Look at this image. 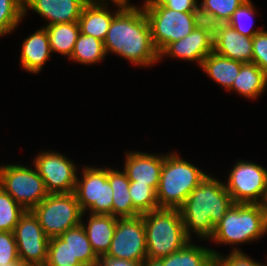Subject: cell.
<instances>
[{"label": "cell", "instance_id": "25", "mask_svg": "<svg viewBox=\"0 0 267 266\" xmlns=\"http://www.w3.org/2000/svg\"><path fill=\"white\" fill-rule=\"evenodd\" d=\"M43 27L48 33L52 54L57 53L68 60L80 34L78 22L51 24Z\"/></svg>", "mask_w": 267, "mask_h": 266}, {"label": "cell", "instance_id": "23", "mask_svg": "<svg viewBox=\"0 0 267 266\" xmlns=\"http://www.w3.org/2000/svg\"><path fill=\"white\" fill-rule=\"evenodd\" d=\"M267 88V75L253 62L243 63L240 72L227 91L236 92L241 97L256 100L262 96Z\"/></svg>", "mask_w": 267, "mask_h": 266}, {"label": "cell", "instance_id": "39", "mask_svg": "<svg viewBox=\"0 0 267 266\" xmlns=\"http://www.w3.org/2000/svg\"><path fill=\"white\" fill-rule=\"evenodd\" d=\"M95 3H106V4H117L120 5L122 7H133V6H137L135 3L132 4L130 2V0H89Z\"/></svg>", "mask_w": 267, "mask_h": 266}, {"label": "cell", "instance_id": "27", "mask_svg": "<svg viewBox=\"0 0 267 266\" xmlns=\"http://www.w3.org/2000/svg\"><path fill=\"white\" fill-rule=\"evenodd\" d=\"M245 0H200L199 14L202 22H207L214 26L216 24L227 23L233 12Z\"/></svg>", "mask_w": 267, "mask_h": 266}, {"label": "cell", "instance_id": "38", "mask_svg": "<svg viewBox=\"0 0 267 266\" xmlns=\"http://www.w3.org/2000/svg\"><path fill=\"white\" fill-rule=\"evenodd\" d=\"M96 266H143V265L139 262H133L130 260L99 258L96 261Z\"/></svg>", "mask_w": 267, "mask_h": 266}, {"label": "cell", "instance_id": "36", "mask_svg": "<svg viewBox=\"0 0 267 266\" xmlns=\"http://www.w3.org/2000/svg\"><path fill=\"white\" fill-rule=\"evenodd\" d=\"M214 259L219 263L220 266H267V261L265 264L258 262L252 257H249V255H247L244 251H229L228 255H224L221 252L219 255L214 256Z\"/></svg>", "mask_w": 267, "mask_h": 266}, {"label": "cell", "instance_id": "4", "mask_svg": "<svg viewBox=\"0 0 267 266\" xmlns=\"http://www.w3.org/2000/svg\"><path fill=\"white\" fill-rule=\"evenodd\" d=\"M171 151L164 158L156 196L159 208L179 209L209 173Z\"/></svg>", "mask_w": 267, "mask_h": 266}, {"label": "cell", "instance_id": "1", "mask_svg": "<svg viewBox=\"0 0 267 266\" xmlns=\"http://www.w3.org/2000/svg\"><path fill=\"white\" fill-rule=\"evenodd\" d=\"M106 55L115 54L135 67L150 68L159 63L148 18L140 4L123 7L113 18L104 39Z\"/></svg>", "mask_w": 267, "mask_h": 266}, {"label": "cell", "instance_id": "21", "mask_svg": "<svg viewBox=\"0 0 267 266\" xmlns=\"http://www.w3.org/2000/svg\"><path fill=\"white\" fill-rule=\"evenodd\" d=\"M220 251L195 244L190 240L183 248L160 258L150 266H208Z\"/></svg>", "mask_w": 267, "mask_h": 266}, {"label": "cell", "instance_id": "9", "mask_svg": "<svg viewBox=\"0 0 267 266\" xmlns=\"http://www.w3.org/2000/svg\"><path fill=\"white\" fill-rule=\"evenodd\" d=\"M224 184L234 204H262L267 192V168L250 160H236Z\"/></svg>", "mask_w": 267, "mask_h": 266}, {"label": "cell", "instance_id": "15", "mask_svg": "<svg viewBox=\"0 0 267 266\" xmlns=\"http://www.w3.org/2000/svg\"><path fill=\"white\" fill-rule=\"evenodd\" d=\"M166 153L156 154L137 150H128L124 156L122 170L129 181L137 184L149 185L157 191L161 170Z\"/></svg>", "mask_w": 267, "mask_h": 266}, {"label": "cell", "instance_id": "12", "mask_svg": "<svg viewBox=\"0 0 267 266\" xmlns=\"http://www.w3.org/2000/svg\"><path fill=\"white\" fill-rule=\"evenodd\" d=\"M31 164L44 180L49 194L71 193L75 191L78 165L67 155L55 150H40Z\"/></svg>", "mask_w": 267, "mask_h": 266}, {"label": "cell", "instance_id": "7", "mask_svg": "<svg viewBox=\"0 0 267 266\" xmlns=\"http://www.w3.org/2000/svg\"><path fill=\"white\" fill-rule=\"evenodd\" d=\"M0 187L25 210H32L49 195L33 164L0 163Z\"/></svg>", "mask_w": 267, "mask_h": 266}, {"label": "cell", "instance_id": "37", "mask_svg": "<svg viewBox=\"0 0 267 266\" xmlns=\"http://www.w3.org/2000/svg\"><path fill=\"white\" fill-rule=\"evenodd\" d=\"M166 7L179 12H199V0H166Z\"/></svg>", "mask_w": 267, "mask_h": 266}, {"label": "cell", "instance_id": "17", "mask_svg": "<svg viewBox=\"0 0 267 266\" xmlns=\"http://www.w3.org/2000/svg\"><path fill=\"white\" fill-rule=\"evenodd\" d=\"M213 51L242 63L252 62V37L237 32L227 23L213 26Z\"/></svg>", "mask_w": 267, "mask_h": 266}, {"label": "cell", "instance_id": "32", "mask_svg": "<svg viewBox=\"0 0 267 266\" xmlns=\"http://www.w3.org/2000/svg\"><path fill=\"white\" fill-rule=\"evenodd\" d=\"M25 209L0 187V231L14 232Z\"/></svg>", "mask_w": 267, "mask_h": 266}, {"label": "cell", "instance_id": "22", "mask_svg": "<svg viewBox=\"0 0 267 266\" xmlns=\"http://www.w3.org/2000/svg\"><path fill=\"white\" fill-rule=\"evenodd\" d=\"M107 166V180L113 190L112 215L117 218H133L139 216L134 210L129 194L130 181L122 169Z\"/></svg>", "mask_w": 267, "mask_h": 266}, {"label": "cell", "instance_id": "5", "mask_svg": "<svg viewBox=\"0 0 267 266\" xmlns=\"http://www.w3.org/2000/svg\"><path fill=\"white\" fill-rule=\"evenodd\" d=\"M148 266L183 248L191 239L187 236L179 209L159 208L142 214Z\"/></svg>", "mask_w": 267, "mask_h": 266}, {"label": "cell", "instance_id": "28", "mask_svg": "<svg viewBox=\"0 0 267 266\" xmlns=\"http://www.w3.org/2000/svg\"><path fill=\"white\" fill-rule=\"evenodd\" d=\"M60 237L67 242L73 256L76 257L82 265L92 264L99 259L93 251L86 231L81 224L68 229L66 232L62 233Z\"/></svg>", "mask_w": 267, "mask_h": 266}, {"label": "cell", "instance_id": "16", "mask_svg": "<svg viewBox=\"0 0 267 266\" xmlns=\"http://www.w3.org/2000/svg\"><path fill=\"white\" fill-rule=\"evenodd\" d=\"M89 0H24V19L32 10L51 24L78 22L84 6Z\"/></svg>", "mask_w": 267, "mask_h": 266}, {"label": "cell", "instance_id": "44", "mask_svg": "<svg viewBox=\"0 0 267 266\" xmlns=\"http://www.w3.org/2000/svg\"><path fill=\"white\" fill-rule=\"evenodd\" d=\"M82 266H96V261H94L92 264H84Z\"/></svg>", "mask_w": 267, "mask_h": 266}, {"label": "cell", "instance_id": "18", "mask_svg": "<svg viewBox=\"0 0 267 266\" xmlns=\"http://www.w3.org/2000/svg\"><path fill=\"white\" fill-rule=\"evenodd\" d=\"M21 46L19 62L22 71L39 75L53 55L45 27L42 26L29 34Z\"/></svg>", "mask_w": 267, "mask_h": 266}, {"label": "cell", "instance_id": "8", "mask_svg": "<svg viewBox=\"0 0 267 266\" xmlns=\"http://www.w3.org/2000/svg\"><path fill=\"white\" fill-rule=\"evenodd\" d=\"M31 211L49 239L80 225L83 214L74 192L49 194Z\"/></svg>", "mask_w": 267, "mask_h": 266}, {"label": "cell", "instance_id": "24", "mask_svg": "<svg viewBox=\"0 0 267 266\" xmlns=\"http://www.w3.org/2000/svg\"><path fill=\"white\" fill-rule=\"evenodd\" d=\"M242 62L229 59L228 57L212 52L207 55L201 63L200 69L207 76L228 91L240 72Z\"/></svg>", "mask_w": 267, "mask_h": 266}, {"label": "cell", "instance_id": "34", "mask_svg": "<svg viewBox=\"0 0 267 266\" xmlns=\"http://www.w3.org/2000/svg\"><path fill=\"white\" fill-rule=\"evenodd\" d=\"M19 261L14 232L0 231V265H11Z\"/></svg>", "mask_w": 267, "mask_h": 266}, {"label": "cell", "instance_id": "35", "mask_svg": "<svg viewBox=\"0 0 267 266\" xmlns=\"http://www.w3.org/2000/svg\"><path fill=\"white\" fill-rule=\"evenodd\" d=\"M252 62L267 75V30L263 29L252 37Z\"/></svg>", "mask_w": 267, "mask_h": 266}, {"label": "cell", "instance_id": "20", "mask_svg": "<svg viewBox=\"0 0 267 266\" xmlns=\"http://www.w3.org/2000/svg\"><path fill=\"white\" fill-rule=\"evenodd\" d=\"M88 214L87 221L84 220L86 213L82 214L81 225L86 231L93 251L102 258L109 250L118 218L110 214Z\"/></svg>", "mask_w": 267, "mask_h": 266}, {"label": "cell", "instance_id": "19", "mask_svg": "<svg viewBox=\"0 0 267 266\" xmlns=\"http://www.w3.org/2000/svg\"><path fill=\"white\" fill-rule=\"evenodd\" d=\"M110 6H112V8H110ZM122 8V6L117 4L95 3L89 1L84 6L78 20L80 33L94 36L104 42L114 16Z\"/></svg>", "mask_w": 267, "mask_h": 266}, {"label": "cell", "instance_id": "29", "mask_svg": "<svg viewBox=\"0 0 267 266\" xmlns=\"http://www.w3.org/2000/svg\"><path fill=\"white\" fill-rule=\"evenodd\" d=\"M24 0H0V38L12 35L24 20Z\"/></svg>", "mask_w": 267, "mask_h": 266}, {"label": "cell", "instance_id": "10", "mask_svg": "<svg viewBox=\"0 0 267 266\" xmlns=\"http://www.w3.org/2000/svg\"><path fill=\"white\" fill-rule=\"evenodd\" d=\"M80 171L74 193L82 212L112 215L113 190L107 180V166H82Z\"/></svg>", "mask_w": 267, "mask_h": 266}, {"label": "cell", "instance_id": "13", "mask_svg": "<svg viewBox=\"0 0 267 266\" xmlns=\"http://www.w3.org/2000/svg\"><path fill=\"white\" fill-rule=\"evenodd\" d=\"M14 236L19 260L32 266H44L47 261L49 238L31 210H26L15 226Z\"/></svg>", "mask_w": 267, "mask_h": 266}, {"label": "cell", "instance_id": "6", "mask_svg": "<svg viewBox=\"0 0 267 266\" xmlns=\"http://www.w3.org/2000/svg\"><path fill=\"white\" fill-rule=\"evenodd\" d=\"M148 18L152 41L160 53L168 44L189 35L201 22L199 12H179L166 6H142Z\"/></svg>", "mask_w": 267, "mask_h": 266}, {"label": "cell", "instance_id": "33", "mask_svg": "<svg viewBox=\"0 0 267 266\" xmlns=\"http://www.w3.org/2000/svg\"><path fill=\"white\" fill-rule=\"evenodd\" d=\"M44 266H82L60 236L49 239L47 261Z\"/></svg>", "mask_w": 267, "mask_h": 266}, {"label": "cell", "instance_id": "2", "mask_svg": "<svg viewBox=\"0 0 267 266\" xmlns=\"http://www.w3.org/2000/svg\"><path fill=\"white\" fill-rule=\"evenodd\" d=\"M233 204L224 182L208 174L179 208L187 236L208 241L215 225Z\"/></svg>", "mask_w": 267, "mask_h": 266}, {"label": "cell", "instance_id": "42", "mask_svg": "<svg viewBox=\"0 0 267 266\" xmlns=\"http://www.w3.org/2000/svg\"><path fill=\"white\" fill-rule=\"evenodd\" d=\"M208 266H220L219 263L214 259Z\"/></svg>", "mask_w": 267, "mask_h": 266}, {"label": "cell", "instance_id": "30", "mask_svg": "<svg viewBox=\"0 0 267 266\" xmlns=\"http://www.w3.org/2000/svg\"><path fill=\"white\" fill-rule=\"evenodd\" d=\"M257 15L255 4L252 0H245L234 12L231 19L227 22L237 32L242 35L253 37L264 28H255L254 17ZM254 26V27H253Z\"/></svg>", "mask_w": 267, "mask_h": 266}, {"label": "cell", "instance_id": "41", "mask_svg": "<svg viewBox=\"0 0 267 266\" xmlns=\"http://www.w3.org/2000/svg\"><path fill=\"white\" fill-rule=\"evenodd\" d=\"M0 266H3V265H0ZM4 266H32V265L24 263L22 260H19L11 265H4Z\"/></svg>", "mask_w": 267, "mask_h": 266}, {"label": "cell", "instance_id": "3", "mask_svg": "<svg viewBox=\"0 0 267 266\" xmlns=\"http://www.w3.org/2000/svg\"><path fill=\"white\" fill-rule=\"evenodd\" d=\"M267 235V210L262 204H233L215 225L208 240L216 245H230V252H242L241 244L261 240Z\"/></svg>", "mask_w": 267, "mask_h": 266}, {"label": "cell", "instance_id": "40", "mask_svg": "<svg viewBox=\"0 0 267 266\" xmlns=\"http://www.w3.org/2000/svg\"><path fill=\"white\" fill-rule=\"evenodd\" d=\"M142 6H166V0H144Z\"/></svg>", "mask_w": 267, "mask_h": 266}, {"label": "cell", "instance_id": "14", "mask_svg": "<svg viewBox=\"0 0 267 266\" xmlns=\"http://www.w3.org/2000/svg\"><path fill=\"white\" fill-rule=\"evenodd\" d=\"M213 52V26L201 22L189 35L168 44L159 53V62L166 57L196 63L199 68L204 58Z\"/></svg>", "mask_w": 267, "mask_h": 266}, {"label": "cell", "instance_id": "31", "mask_svg": "<svg viewBox=\"0 0 267 266\" xmlns=\"http://www.w3.org/2000/svg\"><path fill=\"white\" fill-rule=\"evenodd\" d=\"M129 194L133 208L139 215L159 209L156 191L151 186L130 181Z\"/></svg>", "mask_w": 267, "mask_h": 266}, {"label": "cell", "instance_id": "11", "mask_svg": "<svg viewBox=\"0 0 267 266\" xmlns=\"http://www.w3.org/2000/svg\"><path fill=\"white\" fill-rule=\"evenodd\" d=\"M102 258L130 260L148 266L146 231L142 215L117 219L111 245Z\"/></svg>", "mask_w": 267, "mask_h": 266}, {"label": "cell", "instance_id": "26", "mask_svg": "<svg viewBox=\"0 0 267 266\" xmlns=\"http://www.w3.org/2000/svg\"><path fill=\"white\" fill-rule=\"evenodd\" d=\"M106 57L103 41L94 36L80 33L75 42L72 55L68 60L77 64L91 66L104 62Z\"/></svg>", "mask_w": 267, "mask_h": 266}, {"label": "cell", "instance_id": "43", "mask_svg": "<svg viewBox=\"0 0 267 266\" xmlns=\"http://www.w3.org/2000/svg\"><path fill=\"white\" fill-rule=\"evenodd\" d=\"M262 205L265 207V209L267 210V192H266V196L264 198V201L262 203Z\"/></svg>", "mask_w": 267, "mask_h": 266}]
</instances>
